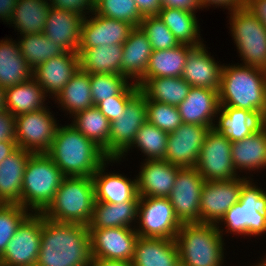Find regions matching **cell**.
<instances>
[{"instance_id":"cell-1","label":"cell","mask_w":266,"mask_h":266,"mask_svg":"<svg viewBox=\"0 0 266 266\" xmlns=\"http://www.w3.org/2000/svg\"><path fill=\"white\" fill-rule=\"evenodd\" d=\"M88 226L50 220L42 215L41 244L35 266H89Z\"/></svg>"},{"instance_id":"cell-2","label":"cell","mask_w":266,"mask_h":266,"mask_svg":"<svg viewBox=\"0 0 266 266\" xmlns=\"http://www.w3.org/2000/svg\"><path fill=\"white\" fill-rule=\"evenodd\" d=\"M46 154L65 177H92L105 161L117 160L109 159L101 147L71 124L57 128Z\"/></svg>"},{"instance_id":"cell-3","label":"cell","mask_w":266,"mask_h":266,"mask_svg":"<svg viewBox=\"0 0 266 266\" xmlns=\"http://www.w3.org/2000/svg\"><path fill=\"white\" fill-rule=\"evenodd\" d=\"M219 103L220 107L249 110L263 121L266 115V70L249 65L223 66Z\"/></svg>"},{"instance_id":"cell-4","label":"cell","mask_w":266,"mask_h":266,"mask_svg":"<svg viewBox=\"0 0 266 266\" xmlns=\"http://www.w3.org/2000/svg\"><path fill=\"white\" fill-rule=\"evenodd\" d=\"M94 203L92 177H64L53 200L41 214L56 222L87 226L92 217Z\"/></svg>"},{"instance_id":"cell-5","label":"cell","mask_w":266,"mask_h":266,"mask_svg":"<svg viewBox=\"0 0 266 266\" xmlns=\"http://www.w3.org/2000/svg\"><path fill=\"white\" fill-rule=\"evenodd\" d=\"M220 230L217 224L182 223L175 237L180 265L221 266L224 244Z\"/></svg>"},{"instance_id":"cell-6","label":"cell","mask_w":266,"mask_h":266,"mask_svg":"<svg viewBox=\"0 0 266 266\" xmlns=\"http://www.w3.org/2000/svg\"><path fill=\"white\" fill-rule=\"evenodd\" d=\"M65 176L46 153H32L22 179V207L42 213Z\"/></svg>"},{"instance_id":"cell-7","label":"cell","mask_w":266,"mask_h":266,"mask_svg":"<svg viewBox=\"0 0 266 266\" xmlns=\"http://www.w3.org/2000/svg\"><path fill=\"white\" fill-rule=\"evenodd\" d=\"M228 231L241 235H261L266 232V193L248 180L241 189L239 202L224 215Z\"/></svg>"},{"instance_id":"cell-8","label":"cell","mask_w":266,"mask_h":266,"mask_svg":"<svg viewBox=\"0 0 266 266\" xmlns=\"http://www.w3.org/2000/svg\"><path fill=\"white\" fill-rule=\"evenodd\" d=\"M230 11V29L244 65L266 70V26L245 7Z\"/></svg>"},{"instance_id":"cell-9","label":"cell","mask_w":266,"mask_h":266,"mask_svg":"<svg viewBox=\"0 0 266 266\" xmlns=\"http://www.w3.org/2000/svg\"><path fill=\"white\" fill-rule=\"evenodd\" d=\"M137 217L139 237L175 240L182 226L167 197H139Z\"/></svg>"},{"instance_id":"cell-10","label":"cell","mask_w":266,"mask_h":266,"mask_svg":"<svg viewBox=\"0 0 266 266\" xmlns=\"http://www.w3.org/2000/svg\"><path fill=\"white\" fill-rule=\"evenodd\" d=\"M146 121V97L139 91L127 103L125 111L111 122L109 146L104 154L118 161L130 149L136 133Z\"/></svg>"},{"instance_id":"cell-11","label":"cell","mask_w":266,"mask_h":266,"mask_svg":"<svg viewBox=\"0 0 266 266\" xmlns=\"http://www.w3.org/2000/svg\"><path fill=\"white\" fill-rule=\"evenodd\" d=\"M231 141L209 129L195 168L205 181H226L237 177L232 163Z\"/></svg>"},{"instance_id":"cell-12","label":"cell","mask_w":266,"mask_h":266,"mask_svg":"<svg viewBox=\"0 0 266 266\" xmlns=\"http://www.w3.org/2000/svg\"><path fill=\"white\" fill-rule=\"evenodd\" d=\"M42 214L30 213L0 256V266H35L41 244Z\"/></svg>"},{"instance_id":"cell-13","label":"cell","mask_w":266,"mask_h":266,"mask_svg":"<svg viewBox=\"0 0 266 266\" xmlns=\"http://www.w3.org/2000/svg\"><path fill=\"white\" fill-rule=\"evenodd\" d=\"M57 128L55 119L46 107L39 111L17 115L15 117L17 146L32 153H46L51 147Z\"/></svg>"},{"instance_id":"cell-14","label":"cell","mask_w":266,"mask_h":266,"mask_svg":"<svg viewBox=\"0 0 266 266\" xmlns=\"http://www.w3.org/2000/svg\"><path fill=\"white\" fill-rule=\"evenodd\" d=\"M206 181L194 168H181L168 197L181 223H200L201 191Z\"/></svg>"},{"instance_id":"cell-15","label":"cell","mask_w":266,"mask_h":266,"mask_svg":"<svg viewBox=\"0 0 266 266\" xmlns=\"http://www.w3.org/2000/svg\"><path fill=\"white\" fill-rule=\"evenodd\" d=\"M247 178L226 181H206L201 191L200 223H219L225 213L239 202Z\"/></svg>"},{"instance_id":"cell-16","label":"cell","mask_w":266,"mask_h":266,"mask_svg":"<svg viewBox=\"0 0 266 266\" xmlns=\"http://www.w3.org/2000/svg\"><path fill=\"white\" fill-rule=\"evenodd\" d=\"M91 257L131 262L138 234L133 228L89 229Z\"/></svg>"},{"instance_id":"cell-17","label":"cell","mask_w":266,"mask_h":266,"mask_svg":"<svg viewBox=\"0 0 266 266\" xmlns=\"http://www.w3.org/2000/svg\"><path fill=\"white\" fill-rule=\"evenodd\" d=\"M210 127L182 123L169 133L165 160L180 168H194Z\"/></svg>"},{"instance_id":"cell-18","label":"cell","mask_w":266,"mask_h":266,"mask_svg":"<svg viewBox=\"0 0 266 266\" xmlns=\"http://www.w3.org/2000/svg\"><path fill=\"white\" fill-rule=\"evenodd\" d=\"M94 14L90 19L84 17L79 48L123 45L134 27L124 21Z\"/></svg>"},{"instance_id":"cell-19","label":"cell","mask_w":266,"mask_h":266,"mask_svg":"<svg viewBox=\"0 0 266 266\" xmlns=\"http://www.w3.org/2000/svg\"><path fill=\"white\" fill-rule=\"evenodd\" d=\"M80 70L78 52H64L52 57L33 70V78L44 90L57 97L70 78Z\"/></svg>"},{"instance_id":"cell-20","label":"cell","mask_w":266,"mask_h":266,"mask_svg":"<svg viewBox=\"0 0 266 266\" xmlns=\"http://www.w3.org/2000/svg\"><path fill=\"white\" fill-rule=\"evenodd\" d=\"M83 20L84 17L79 13L51 5L43 33L66 52H77Z\"/></svg>"},{"instance_id":"cell-21","label":"cell","mask_w":266,"mask_h":266,"mask_svg":"<svg viewBox=\"0 0 266 266\" xmlns=\"http://www.w3.org/2000/svg\"><path fill=\"white\" fill-rule=\"evenodd\" d=\"M136 178L137 194L140 197H169L178 171L181 169L164 159H145Z\"/></svg>"},{"instance_id":"cell-22","label":"cell","mask_w":266,"mask_h":266,"mask_svg":"<svg viewBox=\"0 0 266 266\" xmlns=\"http://www.w3.org/2000/svg\"><path fill=\"white\" fill-rule=\"evenodd\" d=\"M183 123L213 128V119L220 113L219 90L191 86L187 97L178 106Z\"/></svg>"},{"instance_id":"cell-23","label":"cell","mask_w":266,"mask_h":266,"mask_svg":"<svg viewBox=\"0 0 266 266\" xmlns=\"http://www.w3.org/2000/svg\"><path fill=\"white\" fill-rule=\"evenodd\" d=\"M205 45L194 47L186 58L182 78L194 87L219 90L222 65L208 55ZM207 52V53H206Z\"/></svg>"},{"instance_id":"cell-24","label":"cell","mask_w":266,"mask_h":266,"mask_svg":"<svg viewBox=\"0 0 266 266\" xmlns=\"http://www.w3.org/2000/svg\"><path fill=\"white\" fill-rule=\"evenodd\" d=\"M32 152L18 147L0 162V200L22 206V179Z\"/></svg>"},{"instance_id":"cell-25","label":"cell","mask_w":266,"mask_h":266,"mask_svg":"<svg viewBox=\"0 0 266 266\" xmlns=\"http://www.w3.org/2000/svg\"><path fill=\"white\" fill-rule=\"evenodd\" d=\"M105 165L106 163L102 164L92 176L95 202L117 204L139 201L136 179L131 181L122 174L106 173L105 175Z\"/></svg>"},{"instance_id":"cell-26","label":"cell","mask_w":266,"mask_h":266,"mask_svg":"<svg viewBox=\"0 0 266 266\" xmlns=\"http://www.w3.org/2000/svg\"><path fill=\"white\" fill-rule=\"evenodd\" d=\"M132 266H179L180 259L175 240L138 237Z\"/></svg>"},{"instance_id":"cell-27","label":"cell","mask_w":266,"mask_h":266,"mask_svg":"<svg viewBox=\"0 0 266 266\" xmlns=\"http://www.w3.org/2000/svg\"><path fill=\"white\" fill-rule=\"evenodd\" d=\"M122 75L136 82L145 74L152 53L151 44L140 27H134L123 43Z\"/></svg>"},{"instance_id":"cell-28","label":"cell","mask_w":266,"mask_h":266,"mask_svg":"<svg viewBox=\"0 0 266 266\" xmlns=\"http://www.w3.org/2000/svg\"><path fill=\"white\" fill-rule=\"evenodd\" d=\"M194 47L179 44L176 47L152 51L145 74L135 82L139 87L155 77H182L186 58Z\"/></svg>"},{"instance_id":"cell-29","label":"cell","mask_w":266,"mask_h":266,"mask_svg":"<svg viewBox=\"0 0 266 266\" xmlns=\"http://www.w3.org/2000/svg\"><path fill=\"white\" fill-rule=\"evenodd\" d=\"M231 157L236 169L255 170L266 166V127L262 124L256 131L240 141L231 143Z\"/></svg>"},{"instance_id":"cell-30","label":"cell","mask_w":266,"mask_h":266,"mask_svg":"<svg viewBox=\"0 0 266 266\" xmlns=\"http://www.w3.org/2000/svg\"><path fill=\"white\" fill-rule=\"evenodd\" d=\"M80 69L89 74L122 75V45L79 48Z\"/></svg>"},{"instance_id":"cell-31","label":"cell","mask_w":266,"mask_h":266,"mask_svg":"<svg viewBox=\"0 0 266 266\" xmlns=\"http://www.w3.org/2000/svg\"><path fill=\"white\" fill-rule=\"evenodd\" d=\"M33 69L20 53L19 44L9 40L0 41V87L4 90L28 81Z\"/></svg>"},{"instance_id":"cell-32","label":"cell","mask_w":266,"mask_h":266,"mask_svg":"<svg viewBox=\"0 0 266 266\" xmlns=\"http://www.w3.org/2000/svg\"><path fill=\"white\" fill-rule=\"evenodd\" d=\"M220 111L222 113L218 120V126L213 128L231 142L248 137L263 124L258 116L246 109L220 107Z\"/></svg>"},{"instance_id":"cell-33","label":"cell","mask_w":266,"mask_h":266,"mask_svg":"<svg viewBox=\"0 0 266 266\" xmlns=\"http://www.w3.org/2000/svg\"><path fill=\"white\" fill-rule=\"evenodd\" d=\"M139 201H126L117 204L95 202L88 229L130 227L137 218Z\"/></svg>"},{"instance_id":"cell-34","label":"cell","mask_w":266,"mask_h":266,"mask_svg":"<svg viewBox=\"0 0 266 266\" xmlns=\"http://www.w3.org/2000/svg\"><path fill=\"white\" fill-rule=\"evenodd\" d=\"M47 97L32 77L28 81L5 89V109L15 117L23 113L39 111Z\"/></svg>"},{"instance_id":"cell-35","label":"cell","mask_w":266,"mask_h":266,"mask_svg":"<svg viewBox=\"0 0 266 266\" xmlns=\"http://www.w3.org/2000/svg\"><path fill=\"white\" fill-rule=\"evenodd\" d=\"M191 86L182 77L148 78L140 87L146 100L178 106L187 97Z\"/></svg>"},{"instance_id":"cell-36","label":"cell","mask_w":266,"mask_h":266,"mask_svg":"<svg viewBox=\"0 0 266 266\" xmlns=\"http://www.w3.org/2000/svg\"><path fill=\"white\" fill-rule=\"evenodd\" d=\"M194 13L188 10L162 7L158 16L173 33L179 44L197 47L203 44L199 39L198 21Z\"/></svg>"},{"instance_id":"cell-37","label":"cell","mask_w":266,"mask_h":266,"mask_svg":"<svg viewBox=\"0 0 266 266\" xmlns=\"http://www.w3.org/2000/svg\"><path fill=\"white\" fill-rule=\"evenodd\" d=\"M50 8L47 0H17L10 23L21 35L43 33Z\"/></svg>"},{"instance_id":"cell-38","label":"cell","mask_w":266,"mask_h":266,"mask_svg":"<svg viewBox=\"0 0 266 266\" xmlns=\"http://www.w3.org/2000/svg\"><path fill=\"white\" fill-rule=\"evenodd\" d=\"M56 99L72 115L93 107L90 74L80 69L70 78V81L63 87Z\"/></svg>"},{"instance_id":"cell-39","label":"cell","mask_w":266,"mask_h":266,"mask_svg":"<svg viewBox=\"0 0 266 266\" xmlns=\"http://www.w3.org/2000/svg\"><path fill=\"white\" fill-rule=\"evenodd\" d=\"M71 125L94 141L103 151L109 146L111 122L96 106L77 112Z\"/></svg>"},{"instance_id":"cell-40","label":"cell","mask_w":266,"mask_h":266,"mask_svg":"<svg viewBox=\"0 0 266 266\" xmlns=\"http://www.w3.org/2000/svg\"><path fill=\"white\" fill-rule=\"evenodd\" d=\"M22 36L21 41H18L20 53L33 70L50 58L66 52L57 43L47 38L44 33L23 34Z\"/></svg>"},{"instance_id":"cell-41","label":"cell","mask_w":266,"mask_h":266,"mask_svg":"<svg viewBox=\"0 0 266 266\" xmlns=\"http://www.w3.org/2000/svg\"><path fill=\"white\" fill-rule=\"evenodd\" d=\"M125 75L90 74L91 96L96 106L99 102L116 95H136L140 89L136 83L128 84Z\"/></svg>"},{"instance_id":"cell-42","label":"cell","mask_w":266,"mask_h":266,"mask_svg":"<svg viewBox=\"0 0 266 266\" xmlns=\"http://www.w3.org/2000/svg\"><path fill=\"white\" fill-rule=\"evenodd\" d=\"M168 135L169 133L146 121L136 133L130 147L137 145L148 156V160H165Z\"/></svg>"},{"instance_id":"cell-43","label":"cell","mask_w":266,"mask_h":266,"mask_svg":"<svg viewBox=\"0 0 266 266\" xmlns=\"http://www.w3.org/2000/svg\"><path fill=\"white\" fill-rule=\"evenodd\" d=\"M93 12L107 18L127 22L133 27H139L143 19L135 0H101L94 6Z\"/></svg>"},{"instance_id":"cell-44","label":"cell","mask_w":266,"mask_h":266,"mask_svg":"<svg viewBox=\"0 0 266 266\" xmlns=\"http://www.w3.org/2000/svg\"><path fill=\"white\" fill-rule=\"evenodd\" d=\"M146 116L147 122L167 133H172L183 123L177 106L158 101L146 100Z\"/></svg>"},{"instance_id":"cell-45","label":"cell","mask_w":266,"mask_h":266,"mask_svg":"<svg viewBox=\"0 0 266 266\" xmlns=\"http://www.w3.org/2000/svg\"><path fill=\"white\" fill-rule=\"evenodd\" d=\"M147 36L152 51L176 47L179 42L158 15L144 16L139 24Z\"/></svg>"},{"instance_id":"cell-46","label":"cell","mask_w":266,"mask_h":266,"mask_svg":"<svg viewBox=\"0 0 266 266\" xmlns=\"http://www.w3.org/2000/svg\"><path fill=\"white\" fill-rule=\"evenodd\" d=\"M19 204H4L0 209V256L10 242L18 226L30 214Z\"/></svg>"},{"instance_id":"cell-47","label":"cell","mask_w":266,"mask_h":266,"mask_svg":"<svg viewBox=\"0 0 266 266\" xmlns=\"http://www.w3.org/2000/svg\"><path fill=\"white\" fill-rule=\"evenodd\" d=\"M135 95H116L99 102L96 107L110 121H114L125 111L127 103Z\"/></svg>"},{"instance_id":"cell-48","label":"cell","mask_w":266,"mask_h":266,"mask_svg":"<svg viewBox=\"0 0 266 266\" xmlns=\"http://www.w3.org/2000/svg\"><path fill=\"white\" fill-rule=\"evenodd\" d=\"M51 5L64 10H71L75 13L81 14L85 17V12L94 13V6L91 4L90 0H52ZM84 10H89L85 11Z\"/></svg>"},{"instance_id":"cell-49","label":"cell","mask_w":266,"mask_h":266,"mask_svg":"<svg viewBox=\"0 0 266 266\" xmlns=\"http://www.w3.org/2000/svg\"><path fill=\"white\" fill-rule=\"evenodd\" d=\"M16 141L15 116L8 110L0 111V142Z\"/></svg>"},{"instance_id":"cell-50","label":"cell","mask_w":266,"mask_h":266,"mask_svg":"<svg viewBox=\"0 0 266 266\" xmlns=\"http://www.w3.org/2000/svg\"><path fill=\"white\" fill-rule=\"evenodd\" d=\"M244 7L266 26V0H245Z\"/></svg>"},{"instance_id":"cell-51","label":"cell","mask_w":266,"mask_h":266,"mask_svg":"<svg viewBox=\"0 0 266 266\" xmlns=\"http://www.w3.org/2000/svg\"><path fill=\"white\" fill-rule=\"evenodd\" d=\"M140 14L144 16L158 15L162 8L160 0H135Z\"/></svg>"},{"instance_id":"cell-52","label":"cell","mask_w":266,"mask_h":266,"mask_svg":"<svg viewBox=\"0 0 266 266\" xmlns=\"http://www.w3.org/2000/svg\"><path fill=\"white\" fill-rule=\"evenodd\" d=\"M162 7H170L188 11H195L197 8H202L199 0H160Z\"/></svg>"},{"instance_id":"cell-53","label":"cell","mask_w":266,"mask_h":266,"mask_svg":"<svg viewBox=\"0 0 266 266\" xmlns=\"http://www.w3.org/2000/svg\"><path fill=\"white\" fill-rule=\"evenodd\" d=\"M202 7L211 5L226 6L229 11L238 7H244L245 0H199Z\"/></svg>"},{"instance_id":"cell-54","label":"cell","mask_w":266,"mask_h":266,"mask_svg":"<svg viewBox=\"0 0 266 266\" xmlns=\"http://www.w3.org/2000/svg\"><path fill=\"white\" fill-rule=\"evenodd\" d=\"M17 0H0V17L9 22L16 7Z\"/></svg>"},{"instance_id":"cell-55","label":"cell","mask_w":266,"mask_h":266,"mask_svg":"<svg viewBox=\"0 0 266 266\" xmlns=\"http://www.w3.org/2000/svg\"><path fill=\"white\" fill-rule=\"evenodd\" d=\"M18 148L16 141L0 142V162L7 158Z\"/></svg>"},{"instance_id":"cell-56","label":"cell","mask_w":266,"mask_h":266,"mask_svg":"<svg viewBox=\"0 0 266 266\" xmlns=\"http://www.w3.org/2000/svg\"><path fill=\"white\" fill-rule=\"evenodd\" d=\"M89 266H132V264L131 262L92 258Z\"/></svg>"},{"instance_id":"cell-57","label":"cell","mask_w":266,"mask_h":266,"mask_svg":"<svg viewBox=\"0 0 266 266\" xmlns=\"http://www.w3.org/2000/svg\"><path fill=\"white\" fill-rule=\"evenodd\" d=\"M5 110V90L0 87V111Z\"/></svg>"},{"instance_id":"cell-58","label":"cell","mask_w":266,"mask_h":266,"mask_svg":"<svg viewBox=\"0 0 266 266\" xmlns=\"http://www.w3.org/2000/svg\"><path fill=\"white\" fill-rule=\"evenodd\" d=\"M99 1H101V0H90L91 4L93 6H95Z\"/></svg>"},{"instance_id":"cell-59","label":"cell","mask_w":266,"mask_h":266,"mask_svg":"<svg viewBox=\"0 0 266 266\" xmlns=\"http://www.w3.org/2000/svg\"><path fill=\"white\" fill-rule=\"evenodd\" d=\"M259 265H255V266H266V259L262 262V263H258Z\"/></svg>"},{"instance_id":"cell-60","label":"cell","mask_w":266,"mask_h":266,"mask_svg":"<svg viewBox=\"0 0 266 266\" xmlns=\"http://www.w3.org/2000/svg\"><path fill=\"white\" fill-rule=\"evenodd\" d=\"M263 125L266 127V115L264 116V118H263Z\"/></svg>"},{"instance_id":"cell-61","label":"cell","mask_w":266,"mask_h":266,"mask_svg":"<svg viewBox=\"0 0 266 266\" xmlns=\"http://www.w3.org/2000/svg\"><path fill=\"white\" fill-rule=\"evenodd\" d=\"M4 205V203L0 200V209Z\"/></svg>"}]
</instances>
